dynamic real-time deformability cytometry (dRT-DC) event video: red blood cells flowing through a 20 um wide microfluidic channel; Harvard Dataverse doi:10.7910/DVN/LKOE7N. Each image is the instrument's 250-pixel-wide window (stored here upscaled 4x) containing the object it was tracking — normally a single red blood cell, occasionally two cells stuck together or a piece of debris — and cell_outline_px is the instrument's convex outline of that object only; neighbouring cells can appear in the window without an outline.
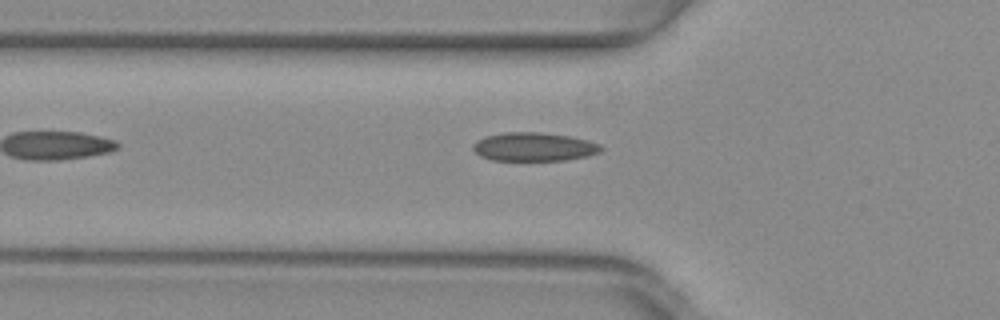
{"species": "common noctule bat (a hibernating species)", "species_latin": "Nyctalus noctula", "temperature_condition": "warm", "stored_images_in_passage": 34, "camera_frame_rate_fps": 3000, "um_per_image_px": 0.085, "animal": {"sex": "female", "body_mass_g": 29.2, "forearm_length_mm": 56.3}, "frame": {"image": 1, "passage_image": 3, "time_ms": 0.667, "image_size_px": [1000, 320], "cell_outline_px": [[604, 148], [600, 152], [588, 156], [564, 160], [492, 160], [480, 156], [472, 148], [472, 144], [476, 140], [484, 136], [504, 132], [540, 132], [568, 136], [588, 140], [600, 144]], "centroid_in_image_um": [45.37, 12.47], "position_along_channel_um": 80.4, "area_um2": 21.44}}
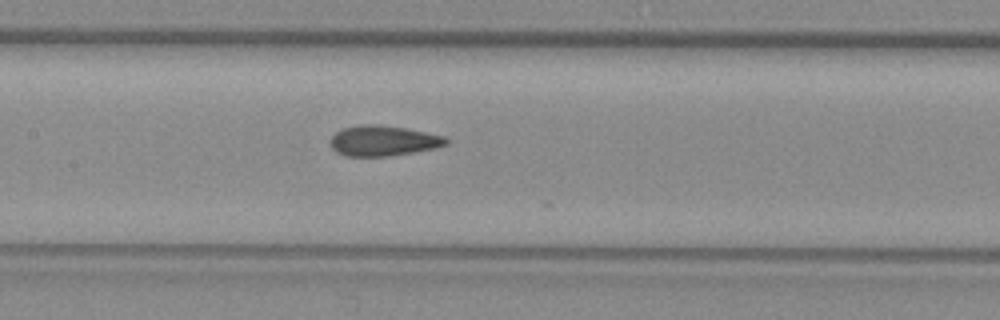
{"frame": {"image": 2, "passage_image": 10, "time_ms": 3.0, "image_size_px": [1000, 320], "cell_outline_px": [[448, 144], [436, 148], [388, 156], [344, 156], [336, 152], [328, 144], [332, 136], [336, 132], [344, 128], [360, 124], [380, 124], [404, 128], [444, 136], [448, 140]], "centroid_in_image_um": [32.53, 11.96], "position_along_channel_um": 174.9, "area_um2": 20.52}}
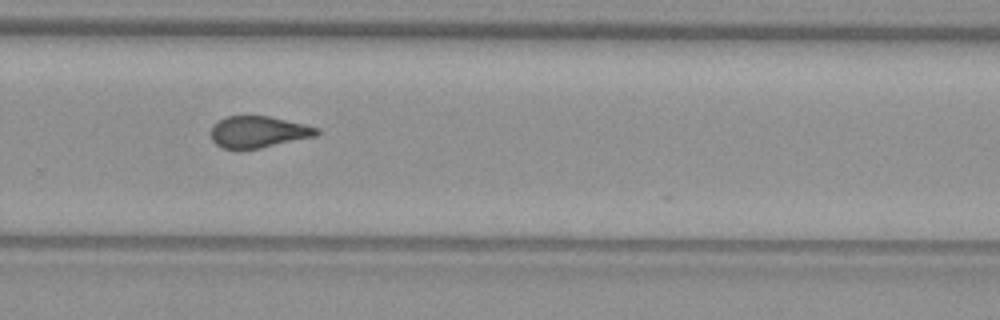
{"frame": {"image": 3, "passage_image": 20, "time_ms": 6.333, "image_size_px": [1000, 320], "cell_outline_px": [[320, 132], [316, 136], [260, 148], [224, 148], [216, 144], [212, 140], [212, 124], [228, 116], [268, 116], [304, 124], [320, 128]], "centroid_in_image_um": [21.99, 11.2], "position_along_channel_um": 307.8, "area_um2": 19.19}, "authors_computed_cell_mechanics": {"area_um2": 20.2011, "velocity_mm_per_s": 4.0104, "shape_relaxation_time_tau1_ms": null, "shape_relaxation_time_tau2_ms": 1.4574, "deformation_change_tau1": null, "deformation_change_tau2": 0.0748}}